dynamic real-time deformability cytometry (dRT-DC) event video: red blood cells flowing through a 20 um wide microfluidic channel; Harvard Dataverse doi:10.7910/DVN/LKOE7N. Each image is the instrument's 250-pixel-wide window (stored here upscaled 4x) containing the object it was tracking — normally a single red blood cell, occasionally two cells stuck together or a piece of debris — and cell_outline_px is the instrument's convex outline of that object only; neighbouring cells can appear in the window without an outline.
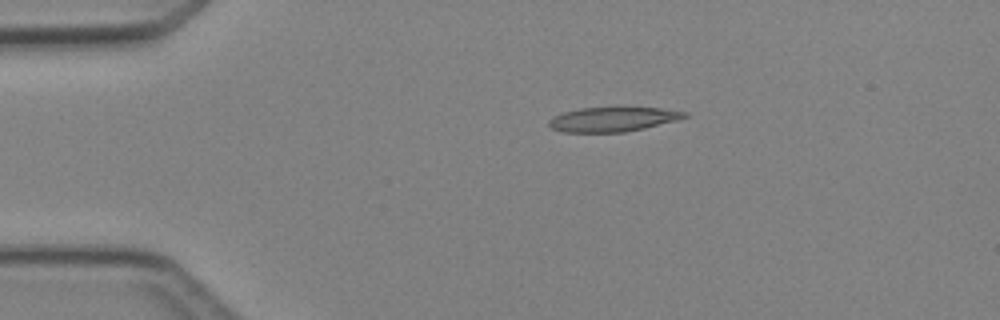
{"species": "Egyptian fruit bat (a non-hibernating species)", "species_latin": "Rousettus aegyptiacus", "temperature_condition": "cold", "stored_images_in_passage": 4, "camera_frame_rate_fps": 3000, "um_per_image_px": 0.085, "animal": {"sex": "female"}, "frame": {"image": 1, "passage_image": 3, "time_ms": 2.333, "image_size_px": [1000, 320], "cell_outline_px": [[688, 116], [676, 120], [644, 128], [624, 132], [564, 132], [552, 128], [548, 124], [548, 120], [564, 112], [580, 108], [660, 108], [688, 112]], "centroid_in_image_um": [52.09, 10.14], "position_along_channel_um": 32.9, "area_um2": 19.02}}